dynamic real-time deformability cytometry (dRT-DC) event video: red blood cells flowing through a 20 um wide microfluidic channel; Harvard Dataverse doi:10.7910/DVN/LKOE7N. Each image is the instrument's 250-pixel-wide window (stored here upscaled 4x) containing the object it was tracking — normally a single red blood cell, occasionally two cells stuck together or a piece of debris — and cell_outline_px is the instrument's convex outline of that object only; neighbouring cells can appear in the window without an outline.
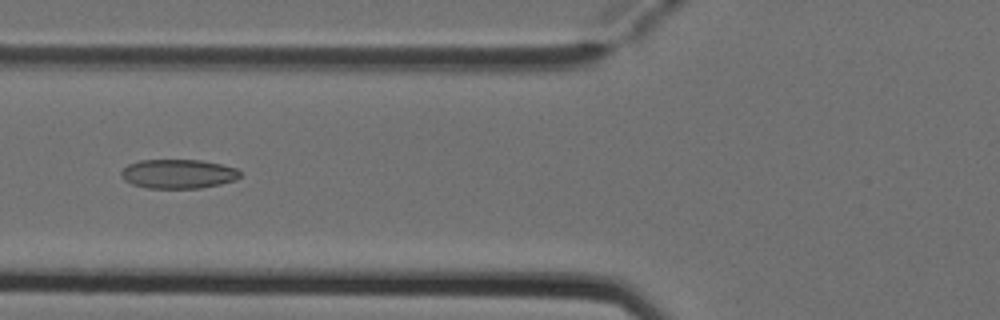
{"species": "Egyptian fruit bat (a non-hibernating species)", "species_latin": "Rousettus aegyptiacus", "temperature_condition": "cold", "stored_images_in_passage": 5, "camera_frame_rate_fps": 3000, "um_per_image_px": 0.085, "animal": {"sex": "female"}, "frame": {"image": 1, "passage_image": 5, "time_ms": 1.333, "image_size_px": [1000, 320], "cell_outline_px": [[240, 176], [236, 180], [220, 184], [200, 188], [148, 188], [132, 184], [124, 180], [120, 176], [120, 172], [128, 164], [140, 160], [200, 160], [220, 164], [236, 168], [240, 172]], "centroid_in_image_um": [15.13, 14.78], "position_along_channel_um": 110.7, "area_um2": 20.23}}